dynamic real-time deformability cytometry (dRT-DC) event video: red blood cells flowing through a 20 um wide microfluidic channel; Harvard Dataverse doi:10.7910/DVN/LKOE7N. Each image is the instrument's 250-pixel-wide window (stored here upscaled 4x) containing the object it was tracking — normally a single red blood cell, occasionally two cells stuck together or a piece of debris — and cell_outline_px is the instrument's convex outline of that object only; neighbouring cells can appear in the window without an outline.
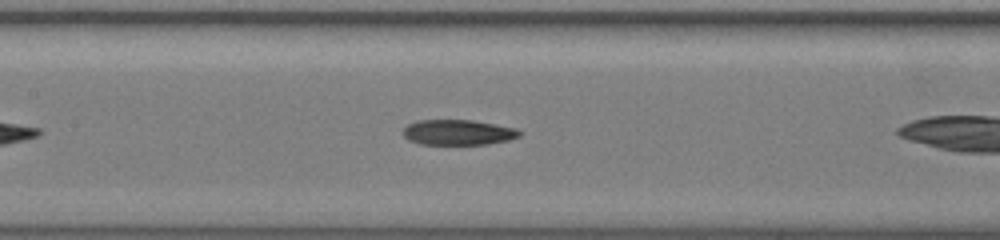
{"species": "common noctule bat (a hibernating species)", "species_latin": "Nyctalus noctula", "temperature_condition": "warm", "stored_images_in_passage": 28, "camera_frame_rate_fps": 3000, "um_per_image_px": 0.085, "animal": {"sex": "female", "body_mass_g": 19.5, "forearm_length_mm": 54.1}, "frame": {"image": 1, "passage_image": 10, "time_ms": 3.0, "image_size_px": [1000, 240], "cell_outline_px": [[524, 132], [520, 136], [508, 140], [488, 144], [420, 144], [408, 140], [400, 132], [408, 124], [416, 120], [472, 120], [496, 124], [516, 128]], "centroid_in_image_um": [38.93, 11.24], "position_along_channel_um": 168.5, "area_um2": 17.4}}
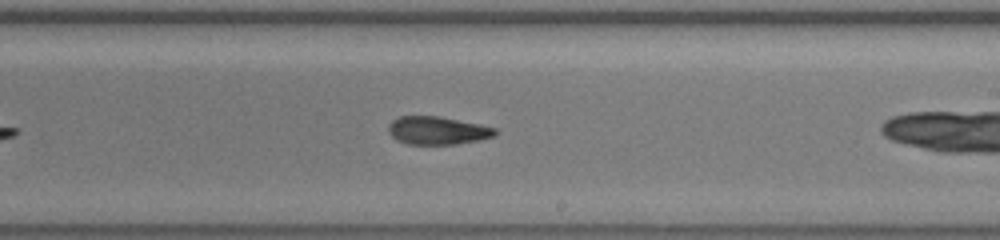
{"frame": {"image": 2, "passage_image": 17, "time_ms": 5.333, "image_size_px": [1000, 240], "cell_outline_px": [[500, 132], [496, 136], [480, 140], [456, 144], [408, 144], [396, 140], [388, 132], [388, 124], [392, 120], [400, 116], [440, 116], [496, 128]], "centroid_in_image_um": [37.2, 11.09], "position_along_channel_um": 251.8, "area_um2": 17.57}}
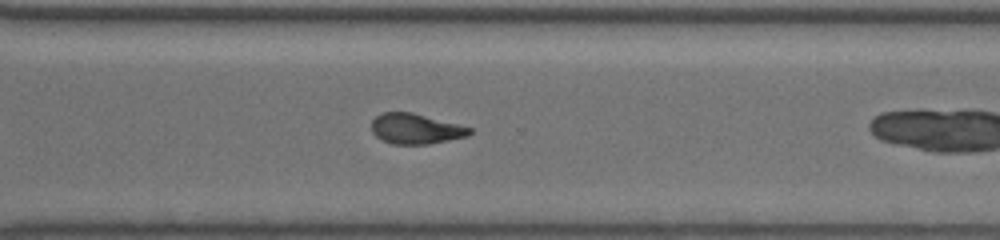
{"frame": {"image": 3, "passage_image": 24, "time_ms": 7.667, "image_size_px": [1000, 240], "cell_outline_px": [[472, 132], [468, 136], [428, 144], [392, 144], [376, 136], [372, 132], [372, 120], [380, 112], [412, 112], [472, 128]], "centroid_in_image_um": [35.32, 10.94], "position_along_channel_um": 335.3, "area_um2": 17.22}}